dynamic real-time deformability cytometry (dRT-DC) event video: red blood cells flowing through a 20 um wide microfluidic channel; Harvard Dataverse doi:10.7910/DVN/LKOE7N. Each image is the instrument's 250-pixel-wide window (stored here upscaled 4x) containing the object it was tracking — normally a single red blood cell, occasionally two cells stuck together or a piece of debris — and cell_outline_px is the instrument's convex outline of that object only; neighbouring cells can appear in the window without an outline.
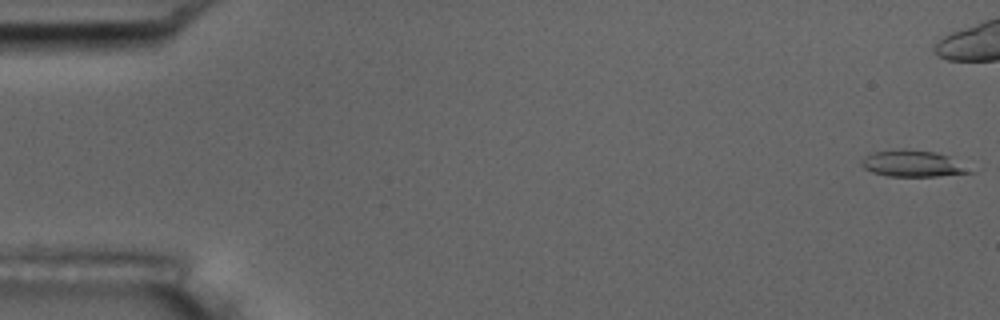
{"species": "common noctule bat (a hibernating species)", "species_latin": "Nyctalus noctula", "temperature_condition": "room temperature", "stored_images_in_passage": 16, "camera_frame_rate_fps": 3000, "um_per_image_px": 0.085, "animal": {"sex": "male", "body_mass_g": 17.5, "forearm_length_mm": 52.3}, "frame": {"image": 1, "passage_image": 1, "time_ms": 0.0, "image_size_px": [1000, 320], "cell_outline_px": [[972, 172], [936, 176], [888, 176], [872, 172], [864, 168], [860, 164], [860, 160], [872, 152], [904, 148], [936, 152], [948, 156]], "centroid_in_image_um": [77.46, 13.89], "position_along_channel_um": 7.5, "area_um2": 16.36}, "authors_computed_cell_mechanics": {"area_um2": 17.629, "velocity_mm_per_s": 3.6871, "shape_relaxation_time_tau1_ms": 11.2174, "shape_relaxation_time_tau2_ms": 1.5195, "deformation_change_tau1": 0.3518, "deformation_change_tau2": 0.1025}}